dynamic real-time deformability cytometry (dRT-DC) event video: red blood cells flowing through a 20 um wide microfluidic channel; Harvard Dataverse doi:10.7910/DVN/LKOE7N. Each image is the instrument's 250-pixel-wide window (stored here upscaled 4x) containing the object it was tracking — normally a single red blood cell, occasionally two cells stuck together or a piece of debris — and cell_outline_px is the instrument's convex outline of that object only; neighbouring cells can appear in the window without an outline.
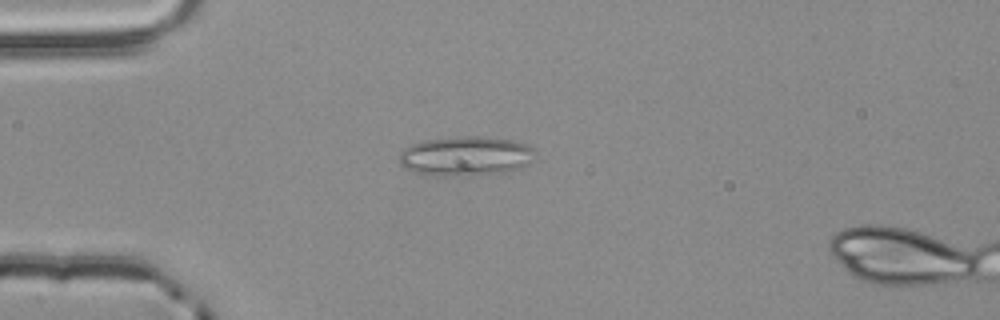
{"species": "common noctule bat (a hibernating species)", "species_latin": "Nyctalus noctula", "temperature_condition": "room temperature", "stored_images_in_passage": 3, "camera_frame_rate_fps": 3000, "um_per_image_px": 0.085, "animal": {"sex": "male", "body_mass_g": 20.4}, "frame": {"image": 1, "passage_image": 2, "time_ms": 0.333, "image_size_px": [1000, 320], "cell_outline_px": [[536, 152], [520, 168], [508, 172], [480, 176], [452, 176], [416, 172], [400, 164], [400, 152], [404, 148], [412, 144], [424, 140], [456, 136], [476, 136], [512, 140], [528, 144]], "centroid_in_image_um": [39.6, 13.26], "position_along_channel_um": 45.4, "area_um2": 31.21}}